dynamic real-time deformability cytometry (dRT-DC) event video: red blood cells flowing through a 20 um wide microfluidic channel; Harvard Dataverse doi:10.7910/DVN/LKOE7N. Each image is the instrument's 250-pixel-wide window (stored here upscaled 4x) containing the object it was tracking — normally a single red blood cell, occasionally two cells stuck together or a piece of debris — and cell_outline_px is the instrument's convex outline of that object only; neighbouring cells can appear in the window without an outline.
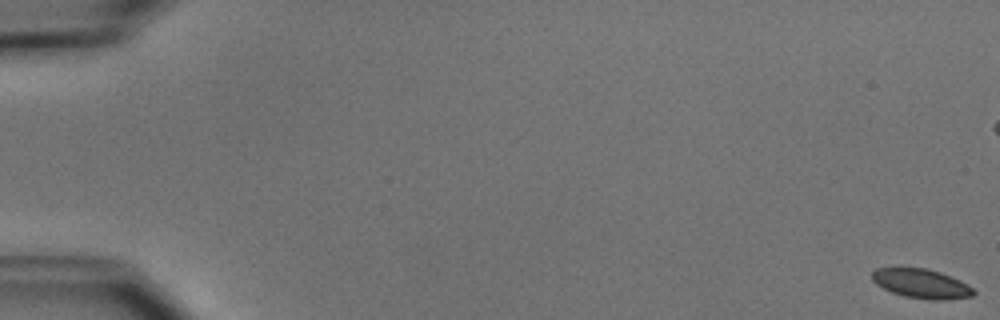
{"species": "common noctule bat (a hibernating species)", "species_latin": "Nyctalus noctula", "temperature_condition": "cold", "stored_images_in_passage": 54, "camera_frame_rate_fps": 3000, "um_per_image_px": 0.085, "animal": {"sex": "male", "body_mass_g": 15.6}, "frame": {"image": 1, "passage_image": 1, "time_ms": 0.0, "image_size_px": [1000, 320], "cell_outline_px": [[976, 292], [972, 296], [944, 300], [932, 300], [904, 296], [892, 292], [876, 284], [872, 280], [872, 272], [876, 268], [924, 268], [940, 272], [960, 280], [972, 288]], "centroid_in_image_um": [78.31, 24.11], "position_along_channel_um": 6.7, "area_um2": 17.17}}
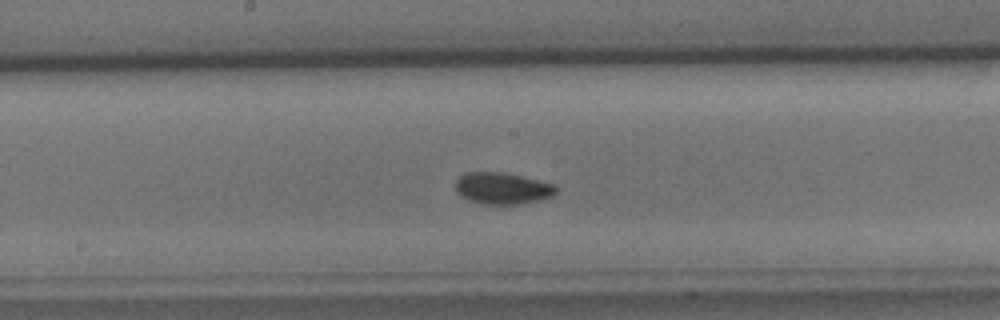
{"frame": {"image": 2, "passage_image": 29, "time_ms": 9.333, "image_size_px": [1000, 320], "cell_outline_px": [[556, 192], [552, 196], [540, 200], [520, 204], [484, 204], [460, 196], [456, 192], [456, 180], [464, 172], [504, 172], [556, 184]], "centroid_in_image_um": [42.71, 16.0], "position_along_channel_um": 205.5, "area_um2": 18.55}}
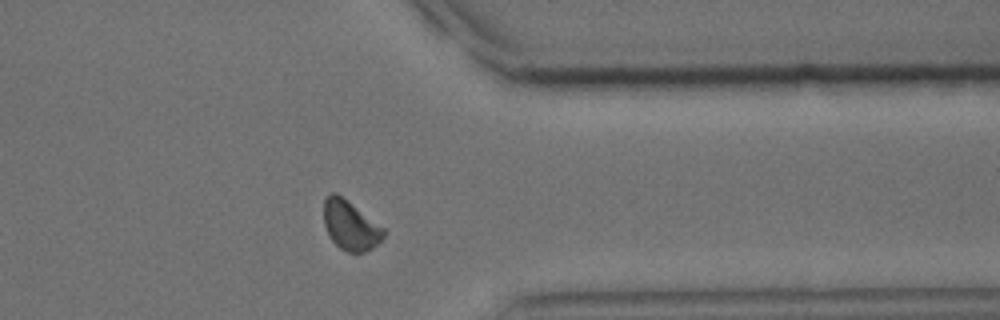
{"frame": {"image": 3, "passage_image": 43, "time_ms": 14.0, "image_size_px": [1000, 320], "cell_outline_px": [[384, 236], [372, 248], [364, 252], [348, 252], [340, 248], [332, 240], [324, 224], [324, 200], [332, 192], [336, 192], [384, 228]], "centroid_in_image_um": [29.77, 19.16], "position_along_channel_um": 381.6, "area_um2": 16.82}, "authors_computed_cell_mechanics": {"area_um2": 18.0047, "velocity_mm_per_s": 3.8922, "shape_relaxation_time_tau1_ms": 7.4053, "shape_relaxation_time_tau2_ms": 8.2965, "deformation_change_tau1": 0.1319, "deformation_change_tau2": 0.0663}}